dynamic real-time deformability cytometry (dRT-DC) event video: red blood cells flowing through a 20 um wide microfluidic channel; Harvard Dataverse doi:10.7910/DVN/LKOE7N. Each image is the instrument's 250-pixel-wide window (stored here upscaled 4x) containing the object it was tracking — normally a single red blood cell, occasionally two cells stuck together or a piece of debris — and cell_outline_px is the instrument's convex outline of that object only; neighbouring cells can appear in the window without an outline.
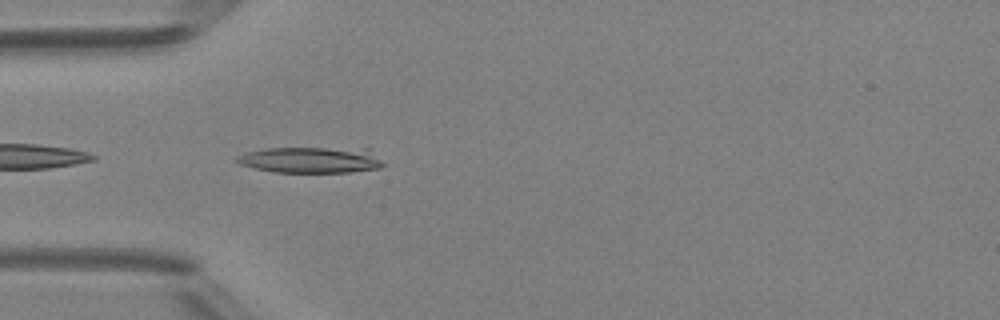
{"species": "Egyptian fruit bat (a non-hibernating species)", "species_latin": "Rousettus aegyptiacus", "temperature_condition": "room temperature", "stored_images_in_passage": 35, "camera_frame_rate_fps": 3000, "um_per_image_px": 0.085, "animal": {"sex": "female"}, "frame": {"image": 1, "passage_image": 1, "time_ms": 0.0, "image_size_px": [1000, 320], "cell_outline_px": [[384, 164], [380, 168], [348, 172], [276, 172], [256, 168], [240, 164], [236, 160], [236, 156], [244, 152], [268, 148], [368, 148]], "centroid_in_image_um": [26.42, 13.58], "position_along_channel_um": 58.6, "area_um2": 22.14}}
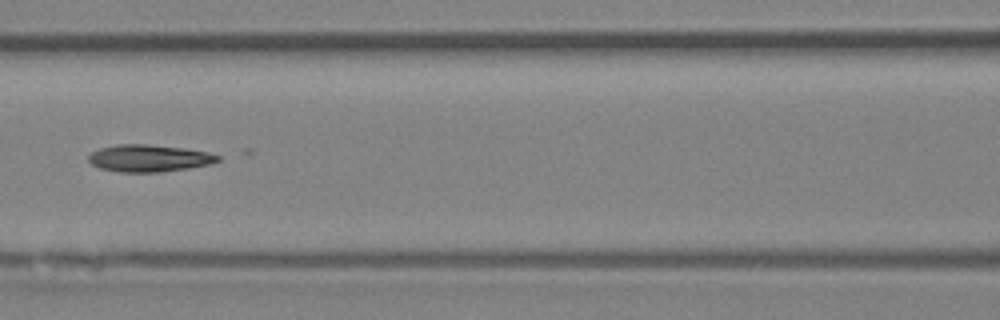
{"frame": {"image": 2, "passage_image": 8, "time_ms": 2.333, "image_size_px": [1000, 320], "cell_outline_px": [[220, 160], [208, 164], [188, 168], [160, 172], [120, 172], [100, 168], [92, 164], [88, 160], [88, 156], [92, 152], [100, 148], [116, 144], [148, 144], [184, 148], [208, 152], [220, 156]], "centroid_in_image_um": [12.65, 13.44], "position_along_channel_um": 154.0, "area_um2": 20.35}}
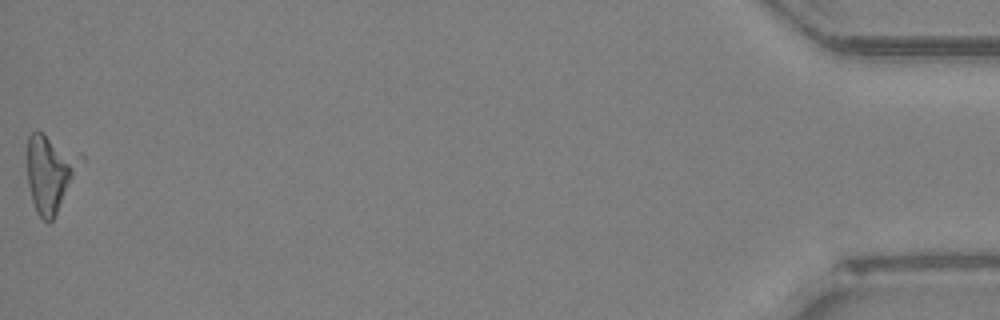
{"frame": {"image": 3, "passage_image": 35, "time_ms": 11.333, "image_size_px": [1000, 320], "cell_outline_px": [[84, 160], [52, 220], [48, 224], [36, 212], [32, 200], [28, 184], [28, 136], [36, 128], [44, 132], [80, 152], [84, 156]], "centroid_in_image_um": [4.28, 14.62], "position_along_channel_um": 430.9, "area_um2": 24.22}, "authors_computed_cell_mechanics": {"area_um2": 20.23, "velocity_mm_per_s": 4.2332, "shape_relaxation_time_tau1_ms": null, "shape_relaxation_time_tau2_ms": 6.2142, "deformation_change_tau1": null, "deformation_change_tau2": 0.1651}}